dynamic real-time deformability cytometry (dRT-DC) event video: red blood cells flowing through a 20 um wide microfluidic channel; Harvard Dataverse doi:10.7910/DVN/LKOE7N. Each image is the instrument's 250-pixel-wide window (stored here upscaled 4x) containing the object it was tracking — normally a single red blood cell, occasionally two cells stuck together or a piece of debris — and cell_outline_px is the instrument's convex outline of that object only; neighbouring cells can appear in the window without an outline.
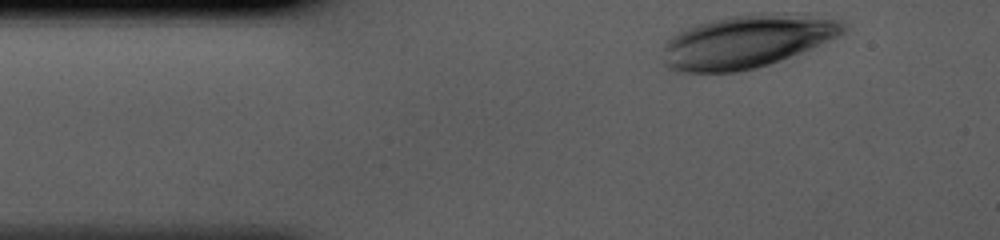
{"species": "human", "species_latin": "Homo sapiens", "temperature_condition": "cold", "stored_images_in_passage": 32, "camera_frame_rate_fps": 3000, "um_per_image_px": 0.085, "donor": {"sex": "male"}, "frame": {"image": 1, "passage_image": 1, "time_ms": 0.0, "image_size_px": [1000, 240], "cell_outline_px": [[844, 32], [820, 44], [780, 60], [756, 68], [736, 72], [680, 72], [668, 68], [664, 64], [664, 44], [672, 36], [684, 28], [696, 24], [712, 20], [732, 16], [760, 12], [784, 12], [836, 20], [844, 28]], "centroid_in_image_um": [63.39, 3.52], "position_along_channel_um": 21.6, "area_um2": 55.14}}
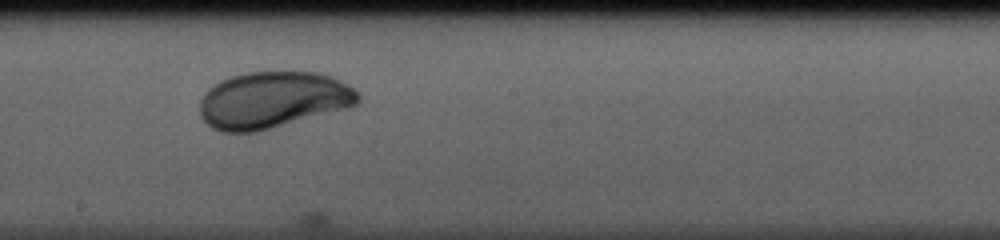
{"frame": {"image": 2, "passage_image": 19, "time_ms": 6.0, "image_size_px": [1000, 240], "cell_outline_px": [[360, 100], [356, 104], [348, 108], [256, 132], [220, 132], [212, 128], [200, 116], [200, 100], [204, 92], [212, 84], [220, 80], [232, 76], [248, 72], [320, 72], [332, 76], [356, 88], [360, 96]], "centroid_in_image_um": [23.2, 8.49], "position_along_channel_um": 225.0, "area_um2": 52.6}}
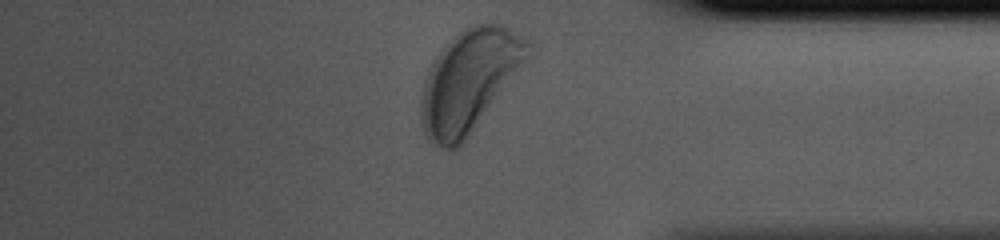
{"frame": {"image": 3, "passage_image": 32, "time_ms": 10.333, "image_size_px": [1000, 240], "cell_outline_px": [[532, 56], [464, 140], [456, 148], [444, 148], [428, 140], [424, 136], [420, 120], [420, 100], [424, 80], [428, 68], [436, 56], [464, 28], [476, 24], [496, 20], [524, 36], [532, 44]], "centroid_in_image_um": [39.92, 6.81], "position_along_channel_um": 395.3, "area_um2": 63.41}}